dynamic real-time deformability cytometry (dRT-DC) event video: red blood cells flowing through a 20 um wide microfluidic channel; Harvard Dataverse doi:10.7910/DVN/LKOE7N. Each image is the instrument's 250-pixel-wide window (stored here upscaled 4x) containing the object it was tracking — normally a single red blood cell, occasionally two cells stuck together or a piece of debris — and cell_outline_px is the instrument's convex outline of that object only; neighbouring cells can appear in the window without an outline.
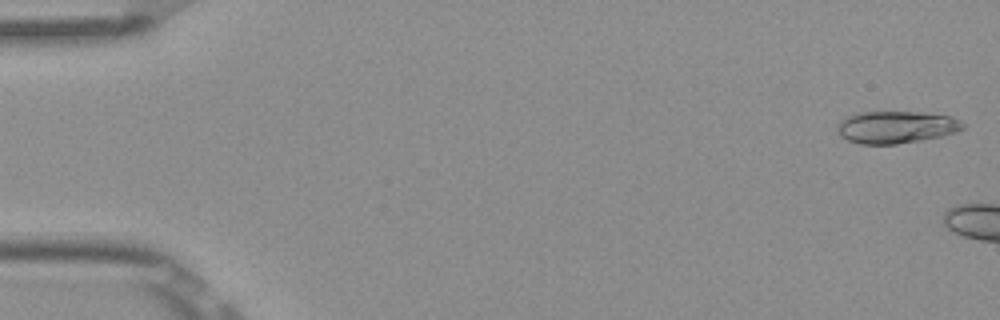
{"species": "Egyptian fruit bat (a non-hibernating species)", "species_latin": "Rousettus aegyptiacus", "temperature_condition": "room temperature", "stored_images_in_passage": 8, "camera_frame_rate_fps": 3000, "um_per_image_px": 0.085, "frame": {"image": 1, "passage_image": 1, "time_ms": 0.0, "image_size_px": [1000, 320], "cell_outline_px": [[964, 128], [956, 132], [944, 136], [896, 144], [860, 144], [848, 140], [840, 136], [836, 132], [836, 124], [840, 120], [856, 112], [916, 112], [952, 116], [960, 120], [964, 124]], "centroid_in_image_um": [76.14, 10.81], "position_along_channel_um": 8.9, "area_um2": 23.81}}